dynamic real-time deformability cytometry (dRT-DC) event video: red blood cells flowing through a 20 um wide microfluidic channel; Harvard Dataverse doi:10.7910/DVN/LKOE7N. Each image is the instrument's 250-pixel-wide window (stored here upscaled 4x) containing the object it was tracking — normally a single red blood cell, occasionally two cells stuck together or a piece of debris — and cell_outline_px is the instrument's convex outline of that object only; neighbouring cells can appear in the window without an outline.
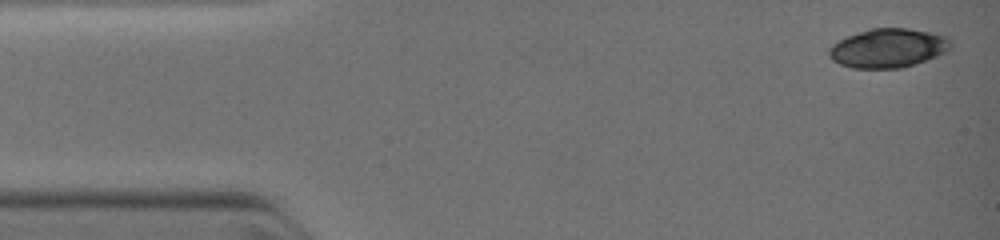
{"species": "common noctule bat (a hibernating species)", "species_latin": "Nyctalus noctula", "temperature_condition": "warm", "stored_images_in_passage": 45, "camera_frame_rate_fps": 3000, "um_per_image_px": 0.085, "animal": {"sex": "female", "body_mass_g": 19.0, "forearm_length_mm": 51.5}, "frame": {"image": 1, "passage_image": 1, "time_ms": 0.0, "image_size_px": [1000, 240], "cell_outline_px": [[952, 44], [944, 52], [936, 56], [900, 68], [852, 68], [840, 64], [832, 60], [828, 56], [828, 48], [832, 44], [848, 36], [872, 28], [908, 28], [948, 36]], "centroid_in_image_um": [75.45, 4.08], "position_along_channel_um": 9.5, "area_um2": 27.4}}
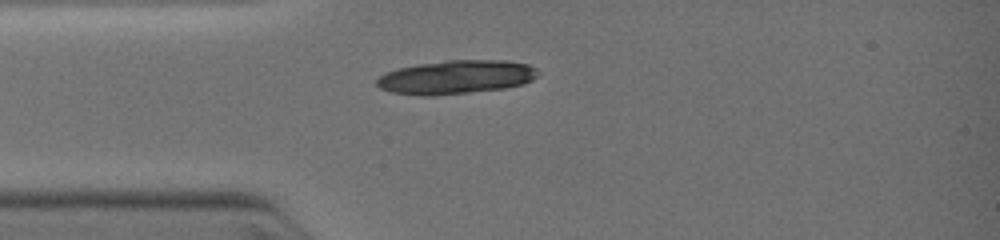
{"frame": {"image": 2, "passage_image": 11, "time_ms": 2.667, "image_size_px": [1000, 240], "cell_outline_px": [[536, 76], [532, 80], [524, 84], [504, 88], [432, 96], [420, 96], [392, 92], [380, 88], [376, 84], [376, 80], [384, 72], [396, 68], [420, 64], [448, 60], [504, 60], [528, 64], [536, 68]], "centroid_in_image_um": [38.73, 6.55], "position_along_channel_um": 46.3, "area_um2": 31.62}}